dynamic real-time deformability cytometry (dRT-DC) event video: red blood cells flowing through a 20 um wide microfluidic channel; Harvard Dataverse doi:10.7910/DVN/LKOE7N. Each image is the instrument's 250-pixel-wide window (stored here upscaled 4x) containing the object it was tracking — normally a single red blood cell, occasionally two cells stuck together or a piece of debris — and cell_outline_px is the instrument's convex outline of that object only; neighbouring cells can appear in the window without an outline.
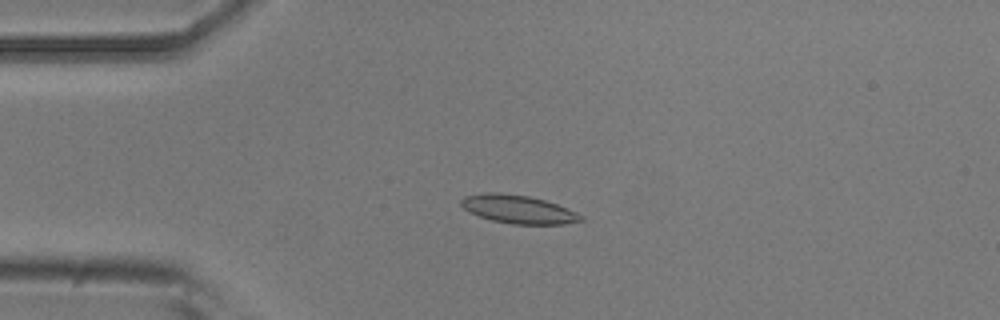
{"species": "common noctule bat (a hibernating species)", "species_latin": "Nyctalus noctula", "temperature_condition": "room temperature", "stored_images_in_passage": 51, "camera_frame_rate_fps": 3000, "um_per_image_px": 0.085, "animal": {"sex": "male", "body_mass_g": 20.5, "forearm_length_mm": 52.5}, "frame": {"image": 1, "passage_image": 12, "time_ms": 3.667, "image_size_px": [1000, 320], "cell_outline_px": [[584, 220], [564, 224], [512, 224], [492, 220], [468, 212], [460, 204], [460, 200], [464, 196], [484, 192], [500, 192], [528, 196], [544, 200], [556, 204], [576, 212], [584, 216]], "centroid_in_image_um": [44.03, 17.78], "position_along_channel_um": 41.0, "area_um2": 19.77}}
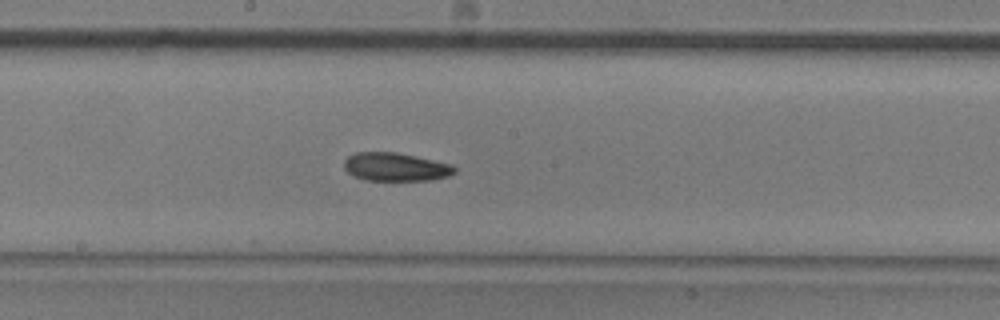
{"frame": {"image": 2, "passage_image": 27, "time_ms": 8.667, "image_size_px": [1000, 320], "cell_outline_px": [[456, 172], [448, 176], [432, 180], [364, 180], [348, 172], [344, 168], [344, 160], [348, 156], [356, 152], [396, 152], [416, 156], [452, 164], [456, 168]], "centroid_in_image_um": [33.64, 14.18], "position_along_channel_um": 214.6, "area_um2": 18.26}}
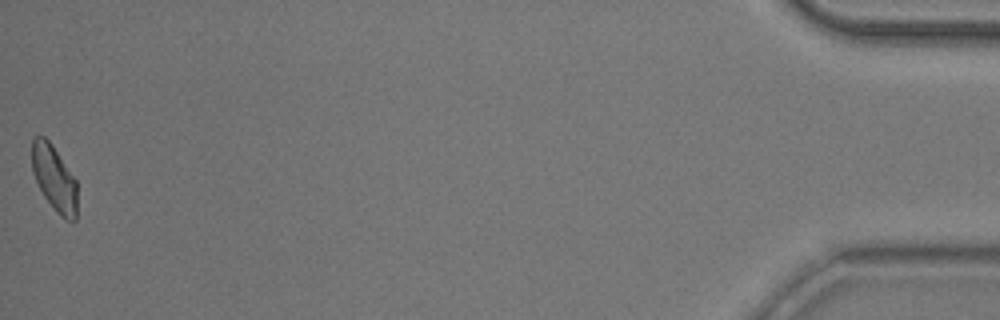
{"frame": {"image": 3, "passage_image": 51, "time_ms": 16.667, "image_size_px": [1000, 320], "cell_outline_px": [[76, 220], [64, 220], [56, 212], [44, 196], [32, 172], [32, 140], [36, 136], [44, 136], [52, 144], [76, 180]], "centroid_in_image_um": [4.6, 15.15], "position_along_channel_um": 430.6, "area_um2": 17.17}}